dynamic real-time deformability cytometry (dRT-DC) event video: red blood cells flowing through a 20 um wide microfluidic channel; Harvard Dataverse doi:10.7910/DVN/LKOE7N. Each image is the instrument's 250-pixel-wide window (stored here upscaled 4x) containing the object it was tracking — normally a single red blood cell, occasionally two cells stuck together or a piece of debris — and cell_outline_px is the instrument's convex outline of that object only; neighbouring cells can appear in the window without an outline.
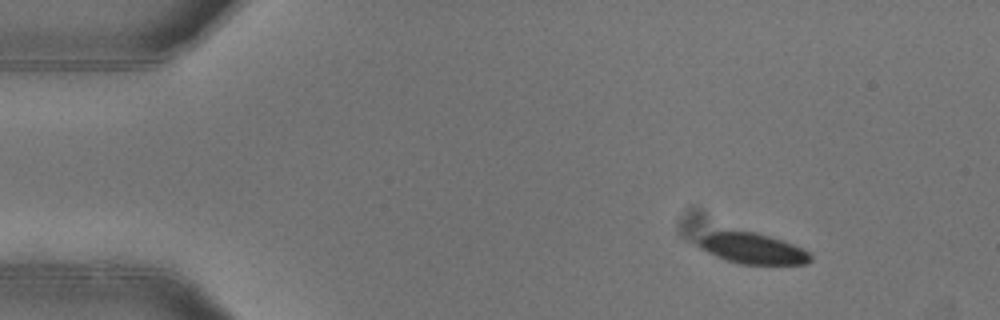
{"species": "common noctule bat (a hibernating species)", "species_latin": "Nyctalus noctula", "temperature_condition": "warm", "stored_images_in_passage": 47, "camera_frame_rate_fps": 3000, "um_per_image_px": 0.085, "animal": {"sex": "female"}, "frame": {"image": 1, "passage_image": 1, "time_ms": 0.0, "image_size_px": [1000, 320], "cell_outline_px": [[812, 260], [804, 264], [740, 264], [716, 256], [700, 248], [700, 240], [704, 236], [712, 232], [756, 232], [784, 240], [808, 252], [812, 256]], "centroid_in_image_um": [64.03, 21.14], "position_along_channel_um": 21.0, "area_um2": 19.54}}
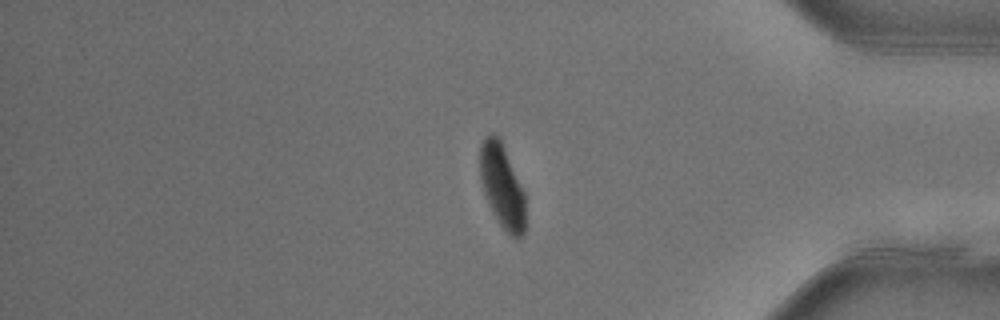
{"frame": {"image": 2, "passage_image": 38, "time_ms": 12.333, "image_size_px": [1000, 320], "cell_outline_px": [[524, 232], [520, 236], [512, 236], [500, 224], [484, 192], [480, 180], [480, 144], [484, 136], [496, 136], [500, 140], [524, 192]], "centroid_in_image_um": [42.66, 15.8], "position_along_channel_um": 392.5, "area_um2": 21.15}}
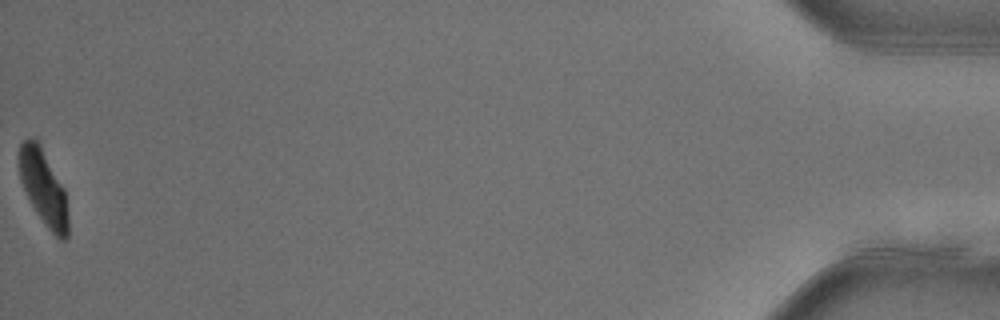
{"frame": {"image": 3, "passage_image": 47, "time_ms": 15.333, "image_size_px": [1000, 320], "cell_outline_px": [[68, 236], [64, 240], [60, 240], [48, 228], [36, 212], [20, 180], [20, 144], [24, 140], [40, 140], [64, 188], [68, 212]], "centroid_in_image_um": [3.73, 15.93], "position_along_channel_um": 431.5, "area_um2": 21.33}, "authors_computed_cell_mechanics": {"area_um2": 24.1604, "velocity_mm_per_s": 3.9503, "shape_relaxation_time_tau1_ms": 2.6745, "shape_relaxation_time_tau2_ms": 1.0683, "deformation_change_tau1": 0.1477, "deformation_change_tau2": 0.0347}}